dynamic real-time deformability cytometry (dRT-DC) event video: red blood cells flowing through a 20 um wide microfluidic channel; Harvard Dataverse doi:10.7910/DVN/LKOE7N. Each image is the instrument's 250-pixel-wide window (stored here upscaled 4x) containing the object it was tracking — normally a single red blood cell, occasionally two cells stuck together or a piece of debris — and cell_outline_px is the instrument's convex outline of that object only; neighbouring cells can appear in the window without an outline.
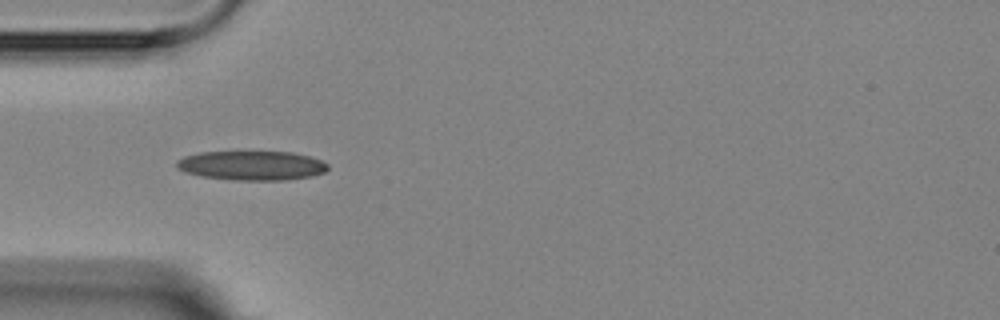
{"species": "Egyptian fruit bat (a non-hibernating species)", "species_latin": "Rousettus aegyptiacus", "temperature_condition": "room temperature", "stored_images_in_passage": 4, "camera_frame_rate_fps": 3000, "um_per_image_px": 0.085, "animal": {"sex": "female"}, "frame": {"image": 1, "passage_image": 4, "time_ms": 3.333, "image_size_px": [1000, 320], "cell_outline_px": [[328, 168], [324, 172], [312, 176], [284, 180], [236, 180], [200, 176], [184, 172], [176, 168], [176, 160], [184, 156], [200, 152], [292, 152], [308, 156], [320, 160], [328, 164]], "centroid_in_image_um": [21.36, 14.07], "position_along_channel_um": 63.6, "area_um2": 25.84}}